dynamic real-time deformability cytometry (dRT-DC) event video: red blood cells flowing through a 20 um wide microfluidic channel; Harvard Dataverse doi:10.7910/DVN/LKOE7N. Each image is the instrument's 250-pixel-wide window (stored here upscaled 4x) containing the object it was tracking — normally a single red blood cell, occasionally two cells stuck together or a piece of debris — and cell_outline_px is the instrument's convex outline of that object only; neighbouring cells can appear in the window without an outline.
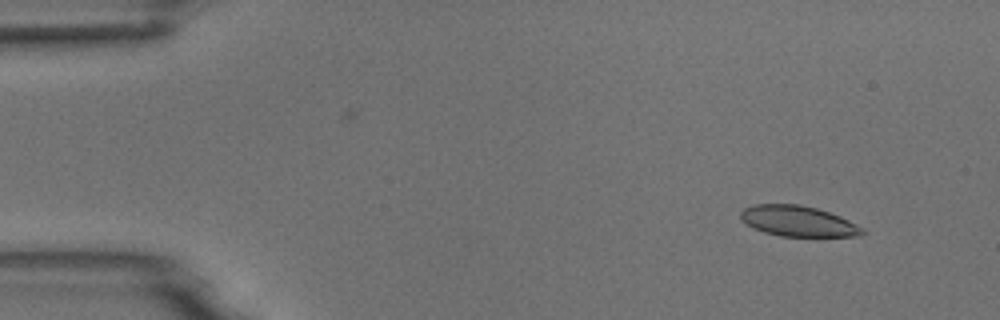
{"species": "common noctule bat (a hibernating species)", "species_latin": "Nyctalus noctula", "temperature_condition": "room temperature", "stored_images_in_passage": 5, "segment_of_instrument_passage": [1, 2], "camera_frame_rate_fps": 3000, "um_per_image_px": 0.085, "animal": {"sex": "male", "body_mass_g": 18.8}, "frame": {"image": 1, "passage_image": 1, "time_ms": 0.0, "image_size_px": [1000, 320], "cell_outline_px": [[864, 232], [860, 236], [780, 236], [764, 232], [752, 228], [740, 220], [740, 212], [744, 208], [752, 204], [800, 204], [816, 208], [840, 216], [864, 228]], "centroid_in_image_um": [67.79, 18.79], "position_along_channel_um": 17.2, "area_um2": 21.79}}
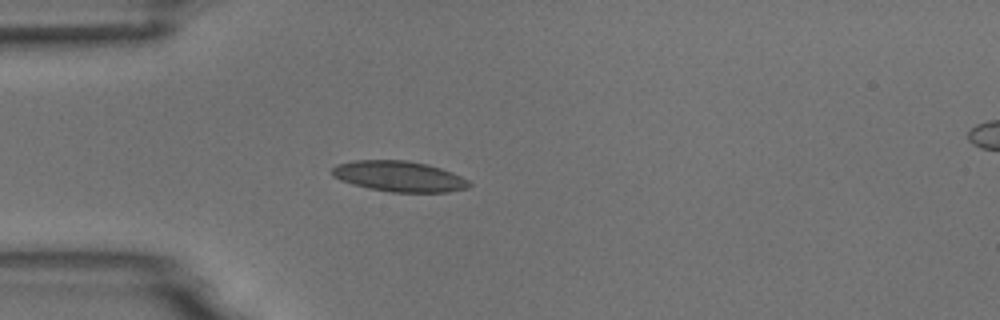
{"frame": {"image": 2, "passage_image": 4, "time_ms": 1.0, "image_size_px": [1000, 320], "cell_outline_px": [[472, 184], [468, 188], [448, 192], [392, 192], [368, 188], [352, 184], [340, 180], [332, 176], [332, 168], [336, 164], [356, 160], [408, 160], [428, 164], [452, 172], [468, 180]], "centroid_in_image_um": [33.92, 14.99], "position_along_channel_um": 51.1, "area_um2": 24.57}}